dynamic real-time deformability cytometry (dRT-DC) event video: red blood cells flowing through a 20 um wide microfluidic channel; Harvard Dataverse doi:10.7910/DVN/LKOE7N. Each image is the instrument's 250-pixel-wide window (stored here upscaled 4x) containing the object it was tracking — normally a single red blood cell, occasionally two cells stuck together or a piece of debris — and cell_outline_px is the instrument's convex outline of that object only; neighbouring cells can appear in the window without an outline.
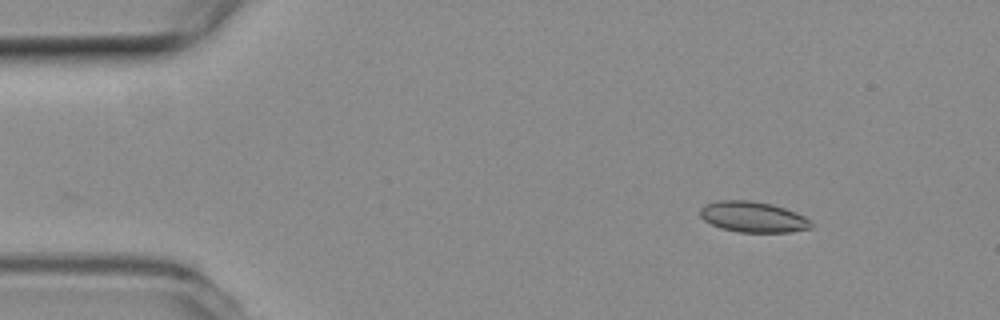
{"species": "common noctule bat (a hibernating species)", "species_latin": "Nyctalus noctula", "temperature_condition": "room temperature", "stored_images_in_passage": 35, "camera_frame_rate_fps": 3000, "um_per_image_px": 0.085, "animal": {"sex": "female", "body_mass_g": 19.3, "forearm_length_mm": 54.1}, "frame": {"image": 1, "passage_image": 1, "time_ms": 0.0, "image_size_px": [1000, 320], "cell_outline_px": [[812, 228], [792, 232], [736, 232], [720, 228], [704, 220], [700, 216], [700, 208], [704, 204], [716, 200], [752, 200], [772, 204], [796, 212], [812, 220]], "centroid_in_image_um": [64.01, 18.43], "position_along_channel_um": 21.0, "area_um2": 20.17}}
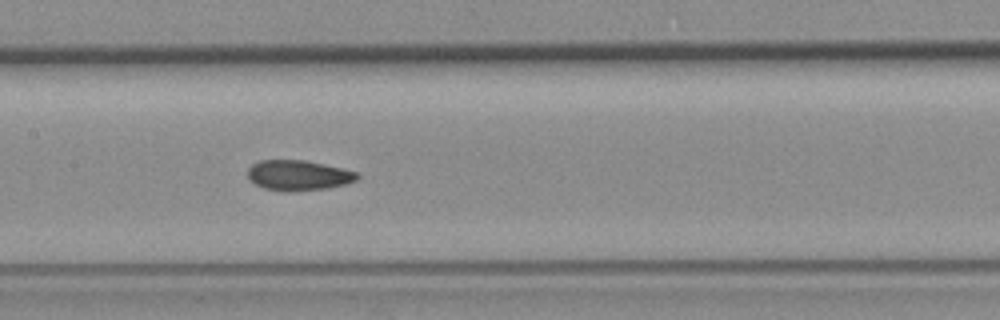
{"frame": {"image": 2, "passage_image": 20, "time_ms": 6.333, "image_size_px": [1000, 320], "cell_outline_px": [[360, 176], [356, 180], [344, 184], [328, 188], [292, 192], [264, 188], [248, 180], [248, 168], [252, 164], [260, 160], [304, 160], [324, 164], [356, 172]], "centroid_in_image_um": [25.33, 14.9], "position_along_channel_um": 182.1, "area_um2": 19.25}}
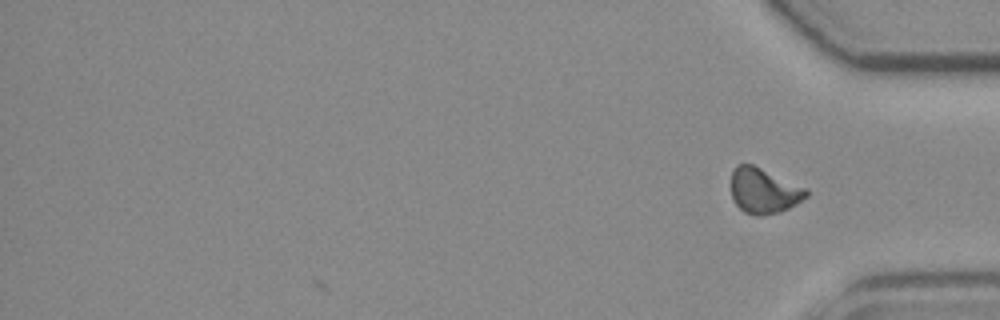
{"frame": {"image": 3, "passage_image": 35, "time_ms": 11.333, "image_size_px": [1000, 320], "cell_outline_px": [[808, 196], [796, 204], [780, 212], [764, 216], [756, 216], [744, 212], [732, 200], [732, 172], [736, 164], [752, 164], [808, 188]], "centroid_in_image_um": [64.94, 16.23], "position_along_channel_um": 370.3, "area_um2": 20.0}, "authors_computed_cell_mechanics": {"area_um2": 19.4786, "velocity_mm_per_s": 3.8119, "shape_relaxation_time_tau1_ms": 8.0278, "shape_relaxation_time_tau2_ms": 1.6831, "deformation_change_tau1": 0.1402, "deformation_change_tau2": 0.0631}}